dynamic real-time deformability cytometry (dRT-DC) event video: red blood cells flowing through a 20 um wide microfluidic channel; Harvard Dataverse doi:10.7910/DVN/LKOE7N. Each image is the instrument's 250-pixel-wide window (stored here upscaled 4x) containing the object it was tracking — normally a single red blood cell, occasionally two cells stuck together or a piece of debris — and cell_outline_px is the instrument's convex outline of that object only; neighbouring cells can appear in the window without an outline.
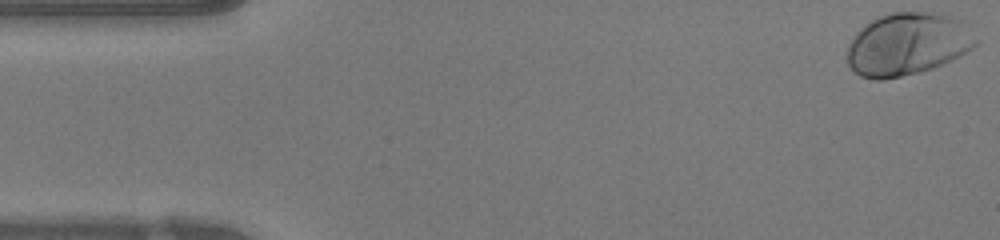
{"species": "human", "species_latin": "Homo sapiens", "temperature_condition": "warm", "stored_images_in_passage": 48, "camera_frame_rate_fps": 3000, "um_per_image_px": 0.085, "donor": {"sex": "female"}, "frame": {"image": 1, "passage_image": 1, "time_ms": 0.0, "image_size_px": [1000, 240], "cell_outline_px": [[980, 40], [972, 48], [960, 56], [952, 60], [932, 68], [920, 72], [884, 80], [876, 80], [860, 76], [848, 64], [848, 44], [856, 32], [864, 24], [880, 16], [892, 12], [928, 12], [952, 16]], "centroid_in_image_um": [77.11, 3.76], "position_along_channel_um": 7.9, "area_um2": 46.64}}
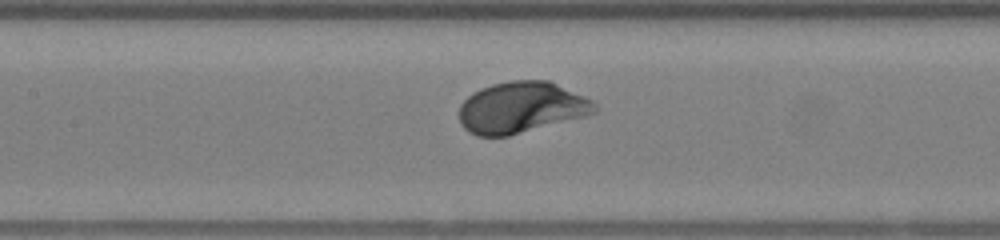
{"frame": {"image": 2, "passage_image": 21, "time_ms": 6.667, "image_size_px": [1000, 240], "cell_outline_px": [[600, 108], [596, 112], [584, 116], [508, 136], [476, 136], [468, 132], [460, 124], [460, 104], [472, 92], [480, 88], [492, 84], [508, 80], [548, 80], [584, 96], [592, 100]], "centroid_in_image_um": [44.29, 9.13], "position_along_channel_um": 163.1, "area_um2": 40.52}}
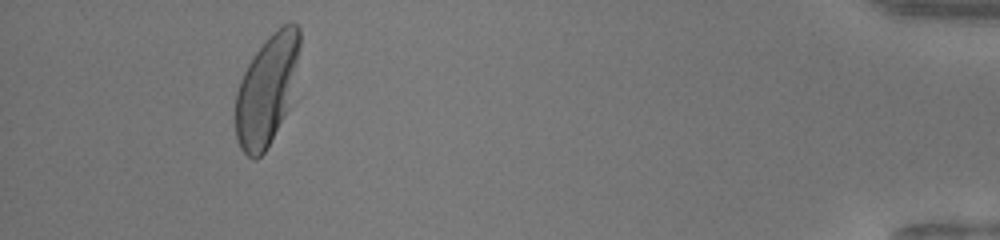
{"frame": {"image": 3, "passage_image": 44, "time_ms": 14.333, "image_size_px": [1000, 240], "cell_outline_px": [[300, 48], [288, 108], [268, 148], [256, 160], [252, 160], [240, 148], [236, 140], [236, 92], [240, 80], [252, 56], [268, 36], [276, 28], [288, 20], [292, 20], [300, 28]], "centroid_in_image_um": [22.67, 7.61], "position_along_channel_um": 412.5, "area_um2": 41.15}, "authors_computed_cell_mechanics": {"area_um2": 40.6045, "velocity_mm_per_s": 4.2019, "shape_relaxation_time_tau1_ms": 1.2541, "shape_relaxation_time_tau2_ms": null, "deformation_change_tau1": 0.1353, "deformation_change_tau2": null}}